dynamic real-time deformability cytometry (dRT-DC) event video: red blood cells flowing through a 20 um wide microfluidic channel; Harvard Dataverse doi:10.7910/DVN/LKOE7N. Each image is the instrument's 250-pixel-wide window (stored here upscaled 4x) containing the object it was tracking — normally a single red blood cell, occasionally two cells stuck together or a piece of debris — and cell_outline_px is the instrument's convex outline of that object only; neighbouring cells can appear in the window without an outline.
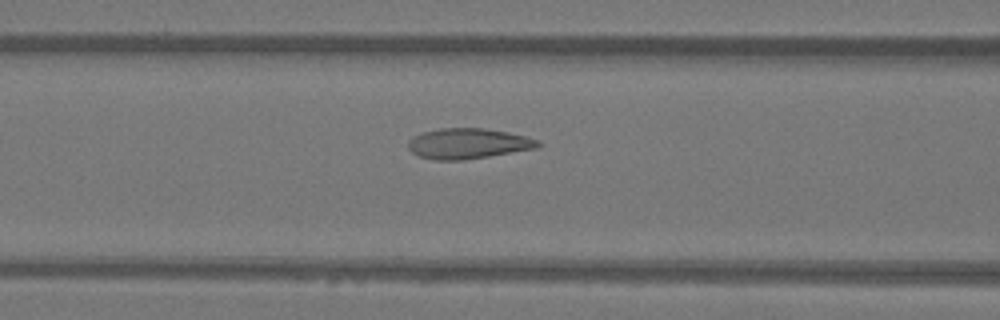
{"species": "Egyptian fruit bat (a non-hibernating species)", "species_latin": "Rousettus aegyptiacus", "temperature_condition": "warm", "stored_images_in_passage": 35, "camera_frame_rate_fps": 3000, "um_per_image_px": 0.085, "animal": {"sex": "female"}, "frame": {"image": 1, "passage_image": 14, "time_ms": 4.333, "image_size_px": [1000, 320], "cell_outline_px": [[540, 144], [536, 148], [464, 160], [432, 160], [420, 156], [412, 152], [408, 148], [408, 140], [412, 136], [424, 132], [440, 128], [484, 128], [508, 132], [540, 140]], "centroid_in_image_um": [39.75, 12.2], "position_along_channel_um": 126.8, "area_um2": 22.95}}
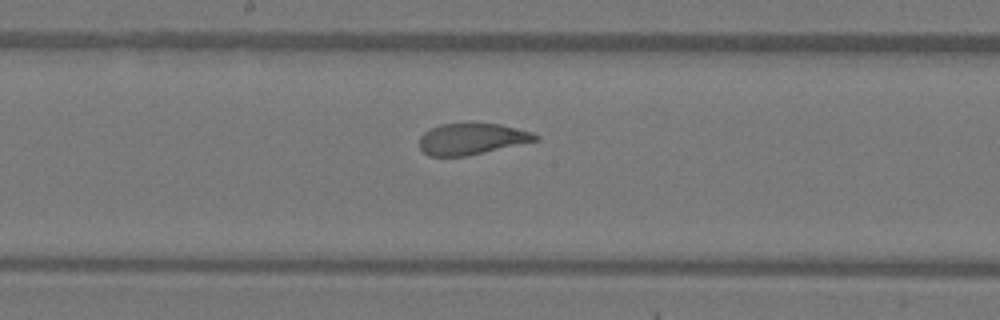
{"frame": {"image": 2, "passage_image": 20, "time_ms": 6.333, "image_size_px": [1000, 320], "cell_outline_px": [[540, 140], [464, 156], [428, 156], [420, 148], [420, 136], [424, 132], [440, 124], [500, 124], [532, 132], [540, 136]], "centroid_in_image_um": [40.11, 11.81], "position_along_channel_um": 208.1, "area_um2": 20.87}}
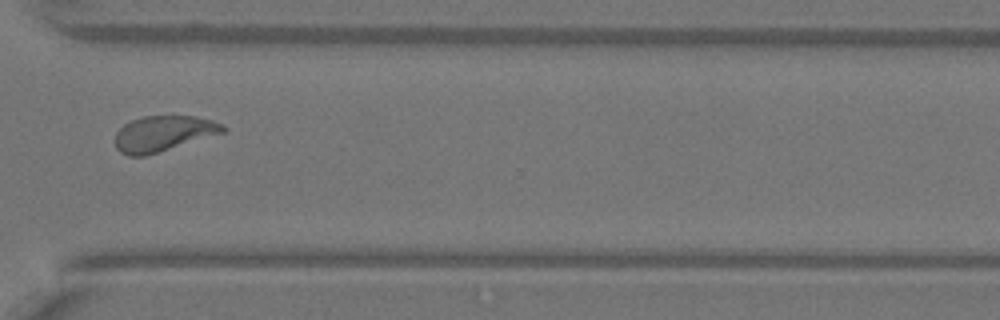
{"frame": {"image": 3, "passage_image": 31, "time_ms": 10.0, "image_size_px": [1000, 320], "cell_outline_px": [[228, 128], [224, 132], [144, 156], [128, 156], [120, 152], [116, 148], [112, 140], [116, 132], [124, 124], [132, 120], [144, 116], [196, 116], [212, 120], [224, 124]], "centroid_in_image_um": [13.84, 11.35], "position_along_channel_um": 356.8, "area_um2": 22.37}}